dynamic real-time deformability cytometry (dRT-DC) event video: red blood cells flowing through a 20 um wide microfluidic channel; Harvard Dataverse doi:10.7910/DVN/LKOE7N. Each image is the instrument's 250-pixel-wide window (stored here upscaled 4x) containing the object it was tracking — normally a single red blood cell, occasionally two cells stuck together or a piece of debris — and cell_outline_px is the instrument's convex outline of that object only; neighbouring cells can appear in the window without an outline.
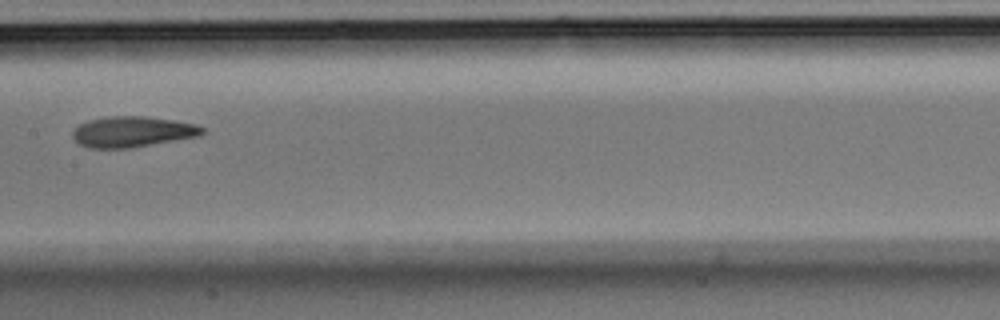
{"species": "Egyptian fruit bat (a non-hibernating species)", "species_latin": "Rousettus aegyptiacus", "temperature_condition": "room temperature", "stored_images_in_passage": 14, "camera_frame_rate_fps": 3000, "um_per_image_px": 0.085, "animal": {"sex": "male"}, "frame": {"image": 1, "passage_image": 7, "time_ms": 2.0, "image_size_px": [1000, 320], "cell_outline_px": [[204, 132], [200, 136], [132, 148], [88, 148], [80, 144], [72, 136], [72, 132], [80, 124], [88, 120], [112, 116], [148, 116], [176, 120], [196, 124], [204, 128]], "centroid_in_image_um": [11.29, 11.2], "position_along_channel_um": 196.1, "area_um2": 23.35}}
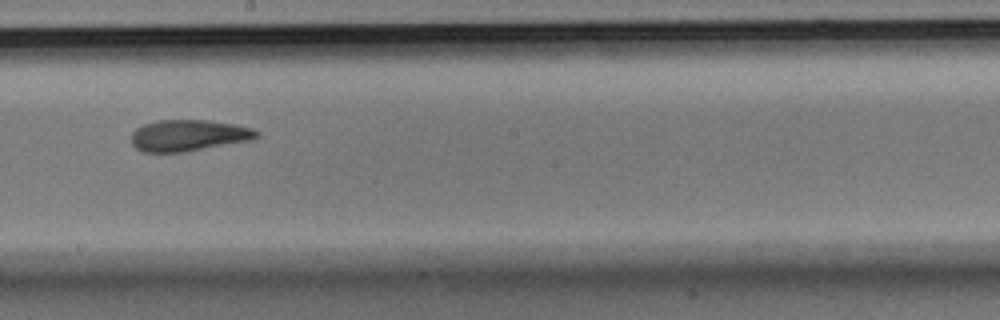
{"frame": {"image": 2, "passage_image": 8, "time_ms": 2.333, "image_size_px": [1000, 320], "cell_outline_px": [[260, 136], [252, 140], [188, 152], [140, 152], [132, 144], [132, 132], [136, 128], [144, 124], [156, 120], [208, 120], [236, 124], [252, 128], [260, 132]], "centroid_in_image_um": [16.05, 11.52], "position_along_channel_um": 232.1, "area_um2": 23.29}}
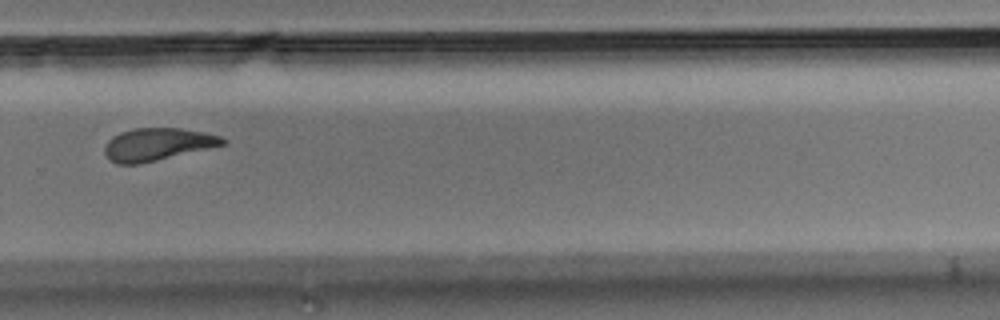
{"frame": {"image": 3, "passage_image": 10, "time_ms": 3.0, "image_size_px": [1000, 320], "cell_outline_px": [[228, 144], [140, 164], [116, 164], [104, 152], [104, 148], [108, 140], [112, 136], [120, 132], [132, 128], [180, 128], [204, 132], [220, 136], [228, 140]], "centroid_in_image_um": [13.41, 12.26], "position_along_channel_um": 316.4, "area_um2": 22.48}}